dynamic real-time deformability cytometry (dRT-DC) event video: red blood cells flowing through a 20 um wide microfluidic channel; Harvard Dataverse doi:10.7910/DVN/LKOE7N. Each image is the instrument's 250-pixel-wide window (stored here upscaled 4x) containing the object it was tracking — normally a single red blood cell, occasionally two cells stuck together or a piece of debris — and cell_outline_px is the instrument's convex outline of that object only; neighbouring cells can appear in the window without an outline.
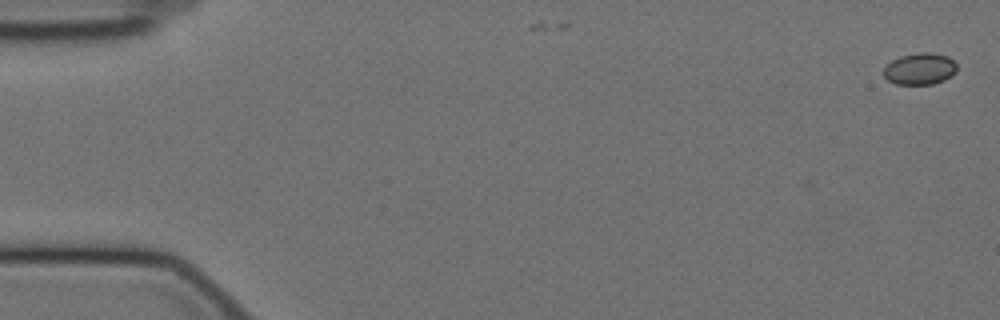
{"species": "Egyptian fruit bat (a non-hibernating species)", "species_latin": "Rousettus aegyptiacus", "temperature_condition": "cold", "stored_images_in_passage": 6, "camera_frame_rate_fps": 3000, "um_per_image_px": 0.085, "animal": {"sex": "female"}, "frame": {"image": 1, "passage_image": 1, "time_ms": 0.0, "image_size_px": [1000, 320], "cell_outline_px": [[956, 72], [952, 76], [944, 80], [932, 84], [896, 84], [888, 80], [884, 76], [884, 68], [892, 60], [900, 56], [920, 52], [932, 52], [948, 56], [956, 64]], "centroid_in_image_um": [78.2, 5.84], "position_along_channel_um": 6.8, "area_um2": 13.53}}